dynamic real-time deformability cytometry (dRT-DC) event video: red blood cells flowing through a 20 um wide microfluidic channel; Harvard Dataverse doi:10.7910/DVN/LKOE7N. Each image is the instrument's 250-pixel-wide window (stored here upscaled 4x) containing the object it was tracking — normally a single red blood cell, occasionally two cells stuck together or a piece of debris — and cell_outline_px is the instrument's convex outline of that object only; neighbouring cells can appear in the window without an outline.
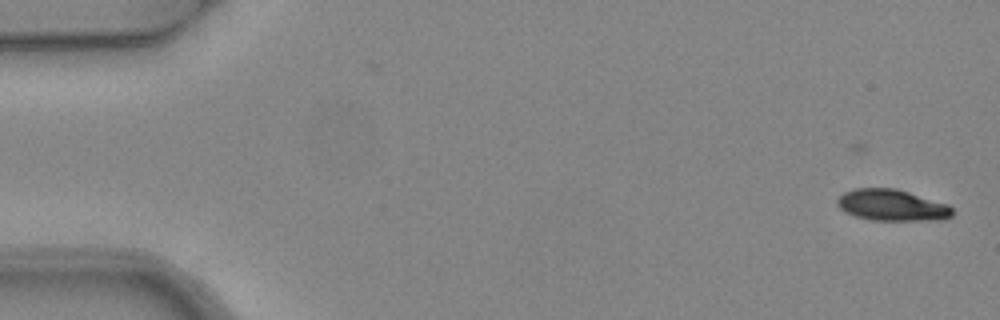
{"species": "common noctule bat (a hibernating species)", "species_latin": "Nyctalus noctula", "temperature_condition": "warm", "stored_images_in_passage": 5, "camera_frame_rate_fps": 3000, "um_per_image_px": 0.085, "animal": {"sex": "female", "body_mass_g": 24.6, "forearm_length_mm": 56.2}, "frame": {"image": 1, "passage_image": 1, "time_ms": 0.0, "image_size_px": [1000, 320], "cell_outline_px": [[952, 216], [944, 220], [872, 220], [856, 216], [844, 212], [836, 204], [836, 200], [844, 192], [856, 188], [896, 188], [948, 204], [952, 208]], "centroid_in_image_um": [75.81, 17.44], "position_along_channel_um": 9.2, "area_um2": 21.1}}
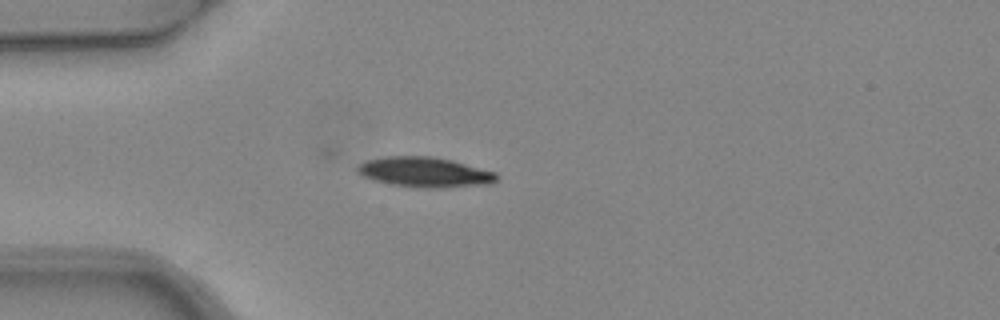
{"frame": {"image": 2, "passage_image": 4, "time_ms": 1.0, "image_size_px": [1000, 320], "cell_outline_px": [[500, 176], [492, 184], [440, 188], [424, 188], [392, 184], [372, 180], [356, 172], [356, 168], [360, 164], [368, 160], [388, 156], [432, 156], [452, 160], [496, 172]], "centroid_in_image_um": [36.14, 14.64], "position_along_channel_um": 48.9, "area_um2": 24.45}}